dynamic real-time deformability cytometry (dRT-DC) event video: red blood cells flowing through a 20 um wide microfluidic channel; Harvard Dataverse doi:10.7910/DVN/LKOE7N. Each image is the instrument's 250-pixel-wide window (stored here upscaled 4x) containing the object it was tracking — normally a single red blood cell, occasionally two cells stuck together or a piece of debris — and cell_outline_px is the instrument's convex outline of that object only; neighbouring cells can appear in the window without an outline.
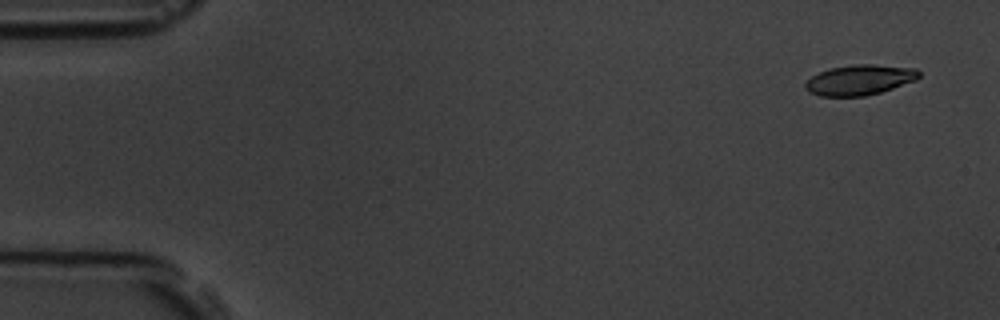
{"species": "common noctule bat (a hibernating species)", "species_latin": "Nyctalus noctula", "temperature_condition": "room temperature", "stored_images_in_passage": 4, "camera_frame_rate_fps": 3000, "um_per_image_px": 0.085, "animal": {"sex": "male", "body_mass_g": 19.5, "forearm_length_mm": 54.6}, "frame": {"image": 1, "passage_image": 1, "time_ms": 0.0, "image_size_px": [1000, 320], "cell_outline_px": [[920, 76], [916, 80], [880, 92], [864, 96], [820, 96], [808, 92], [804, 88], [804, 84], [812, 76], [828, 68], [856, 64], [872, 64], [916, 68], [920, 72]], "centroid_in_image_um": [73.05, 6.79], "position_along_channel_um": 11.9, "area_um2": 20.06}}
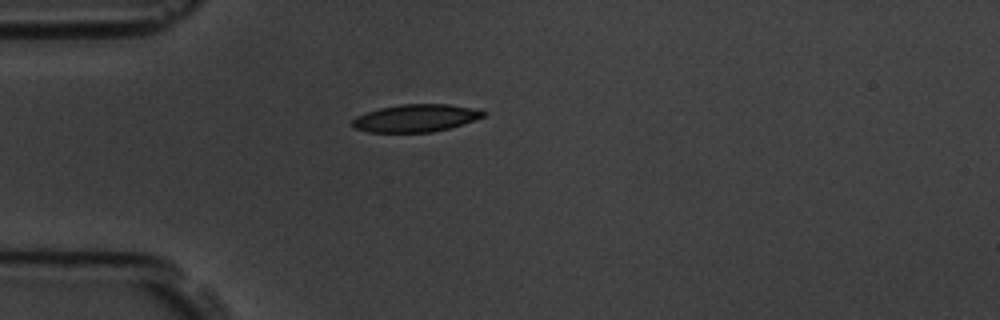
{"frame": {"image": 2, "passage_image": 4, "time_ms": 4.0, "image_size_px": [1000, 320], "cell_outline_px": [[484, 116], [448, 128], [432, 132], [368, 132], [352, 128], [352, 120], [356, 116], [380, 108], [400, 104], [448, 104], [472, 108], [484, 112]], "centroid_in_image_um": [35.26, 10.04], "position_along_channel_um": 49.7, "area_um2": 20.69}}